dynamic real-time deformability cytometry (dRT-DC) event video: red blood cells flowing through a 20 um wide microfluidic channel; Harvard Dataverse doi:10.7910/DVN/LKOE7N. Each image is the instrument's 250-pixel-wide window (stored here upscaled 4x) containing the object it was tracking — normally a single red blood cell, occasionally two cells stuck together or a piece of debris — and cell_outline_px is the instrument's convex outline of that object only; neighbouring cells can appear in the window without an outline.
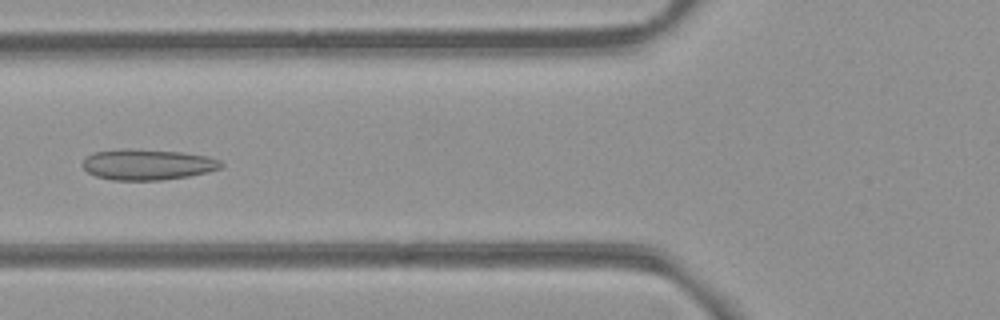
{"species": "common noctule bat (a hibernating species)", "species_latin": "Nyctalus noctula", "temperature_condition": "room temperature", "stored_images_in_passage": 51, "camera_frame_rate_fps": 3000, "um_per_image_px": 0.085, "animal": {"sex": "female", "body_mass_g": 21.9}, "frame": {"image": 1, "passage_image": 19, "time_ms": 6.0, "image_size_px": [1000, 320], "cell_outline_px": [[224, 164], [220, 168], [208, 172], [188, 176], [160, 180], [112, 180], [96, 176], [88, 172], [84, 168], [84, 160], [88, 156], [96, 152], [180, 152], [208, 156], [220, 160]], "centroid_in_image_um": [12.63, 14.05], "position_along_channel_um": 113.2, "area_um2": 23.41}}
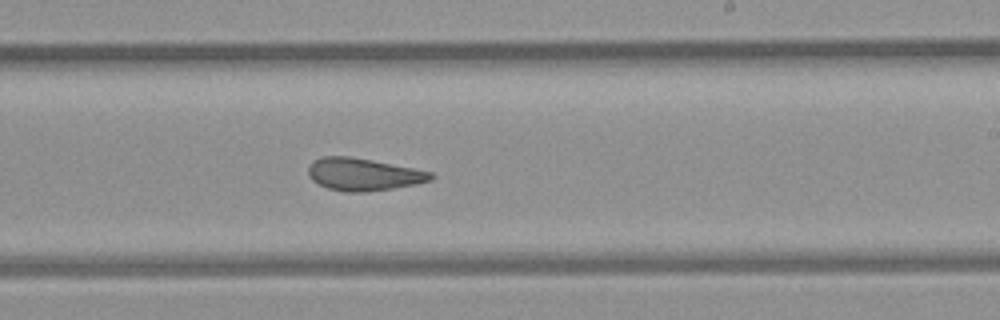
{"frame": {"image": 2, "passage_image": 30, "time_ms": 9.667, "image_size_px": [1000, 320], "cell_outline_px": [[436, 176], [432, 180], [416, 184], [392, 188], [364, 192], [344, 192], [328, 188], [312, 180], [308, 176], [308, 168], [312, 160], [320, 156], [352, 156], [432, 172]], "centroid_in_image_um": [30.86, 14.81], "position_along_channel_um": 258.1, "area_um2": 23.24}}
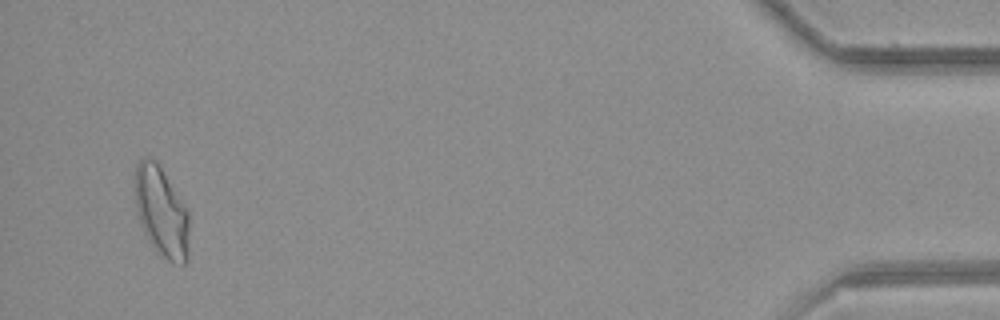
{"frame": {"image": 3, "passage_image": 49, "time_ms": 16.0, "image_size_px": [1000, 320], "cell_outline_px": [[188, 260], [184, 264], [172, 264], [160, 256], [156, 252], [148, 240], [140, 224], [136, 212], [136, 164], [140, 160], [156, 160], [160, 164], [188, 212]], "centroid_in_image_um": [13.73, 18.08], "position_along_channel_um": 421.5, "area_um2": 28.38}, "authors_computed_cell_mechanics": {"area_um2": 25.2586, "velocity_mm_per_s": 3.9388, "shape_relaxation_time_tau1_ms": null, "shape_relaxation_time_tau2_ms": 2.4914, "deformation_change_tau1": null, "deformation_change_tau2": 0.1126}}